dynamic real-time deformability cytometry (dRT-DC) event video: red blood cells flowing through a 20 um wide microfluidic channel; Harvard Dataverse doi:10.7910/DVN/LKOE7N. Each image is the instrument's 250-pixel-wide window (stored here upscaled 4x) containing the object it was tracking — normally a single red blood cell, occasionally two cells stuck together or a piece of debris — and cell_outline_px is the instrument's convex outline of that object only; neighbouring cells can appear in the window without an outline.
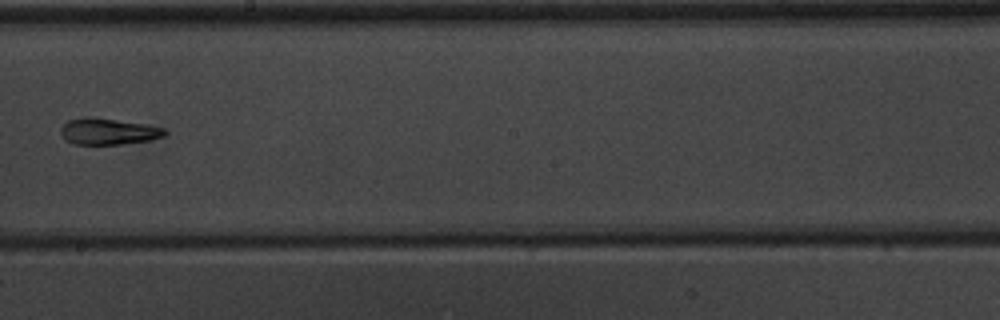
{"species": "common noctule bat (a hibernating species)", "species_latin": "Nyctalus noctula", "temperature_condition": "warm", "stored_images_in_passage": 7, "camera_frame_rate_fps": 3000, "um_per_image_px": 0.085, "animal": {"sex": "male", "body_mass_g": 20.1, "forearm_length_mm": 53.5}, "frame": {"image": 1, "passage_image": 6, "time_ms": 8.667, "image_size_px": [1000, 320], "cell_outline_px": [[168, 132], [164, 136], [152, 140], [120, 144], [72, 144], [60, 132], [60, 128], [68, 120], [84, 116], [92, 116], [144, 124], [164, 128]], "centroid_in_image_um": [9.21, 11.16], "position_along_channel_um": 239.0, "area_um2": 16.01}}